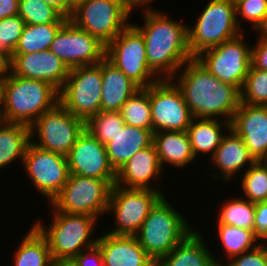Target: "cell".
<instances>
[{
    "label": "cell",
    "mask_w": 267,
    "mask_h": 266,
    "mask_svg": "<svg viewBox=\"0 0 267 266\" xmlns=\"http://www.w3.org/2000/svg\"><path fill=\"white\" fill-rule=\"evenodd\" d=\"M6 66L4 64H0V76L4 73Z\"/></svg>",
    "instance_id": "obj_53"
},
{
    "label": "cell",
    "mask_w": 267,
    "mask_h": 266,
    "mask_svg": "<svg viewBox=\"0 0 267 266\" xmlns=\"http://www.w3.org/2000/svg\"><path fill=\"white\" fill-rule=\"evenodd\" d=\"M240 178L241 197L252 203L267 202V172L259 161L251 165Z\"/></svg>",
    "instance_id": "obj_34"
},
{
    "label": "cell",
    "mask_w": 267,
    "mask_h": 266,
    "mask_svg": "<svg viewBox=\"0 0 267 266\" xmlns=\"http://www.w3.org/2000/svg\"><path fill=\"white\" fill-rule=\"evenodd\" d=\"M4 113L8 123L31 126L44 112L59 103V90L51 83L4 71Z\"/></svg>",
    "instance_id": "obj_5"
},
{
    "label": "cell",
    "mask_w": 267,
    "mask_h": 266,
    "mask_svg": "<svg viewBox=\"0 0 267 266\" xmlns=\"http://www.w3.org/2000/svg\"><path fill=\"white\" fill-rule=\"evenodd\" d=\"M153 144L164 171L167 166L176 170L185 169L197 161L193 155L187 131L156 132L153 134Z\"/></svg>",
    "instance_id": "obj_24"
},
{
    "label": "cell",
    "mask_w": 267,
    "mask_h": 266,
    "mask_svg": "<svg viewBox=\"0 0 267 266\" xmlns=\"http://www.w3.org/2000/svg\"><path fill=\"white\" fill-rule=\"evenodd\" d=\"M240 101L247 105H267V71L249 68L240 90Z\"/></svg>",
    "instance_id": "obj_38"
},
{
    "label": "cell",
    "mask_w": 267,
    "mask_h": 266,
    "mask_svg": "<svg viewBox=\"0 0 267 266\" xmlns=\"http://www.w3.org/2000/svg\"><path fill=\"white\" fill-rule=\"evenodd\" d=\"M97 246L103 256L104 266H156L135 235L99 234Z\"/></svg>",
    "instance_id": "obj_22"
},
{
    "label": "cell",
    "mask_w": 267,
    "mask_h": 266,
    "mask_svg": "<svg viewBox=\"0 0 267 266\" xmlns=\"http://www.w3.org/2000/svg\"><path fill=\"white\" fill-rule=\"evenodd\" d=\"M25 26V21L19 16L0 19V61L7 66L13 57Z\"/></svg>",
    "instance_id": "obj_37"
},
{
    "label": "cell",
    "mask_w": 267,
    "mask_h": 266,
    "mask_svg": "<svg viewBox=\"0 0 267 266\" xmlns=\"http://www.w3.org/2000/svg\"><path fill=\"white\" fill-rule=\"evenodd\" d=\"M251 46V65L254 68L267 71V40L256 39Z\"/></svg>",
    "instance_id": "obj_43"
},
{
    "label": "cell",
    "mask_w": 267,
    "mask_h": 266,
    "mask_svg": "<svg viewBox=\"0 0 267 266\" xmlns=\"http://www.w3.org/2000/svg\"><path fill=\"white\" fill-rule=\"evenodd\" d=\"M119 112L126 125L152 130L149 86L136 91Z\"/></svg>",
    "instance_id": "obj_33"
},
{
    "label": "cell",
    "mask_w": 267,
    "mask_h": 266,
    "mask_svg": "<svg viewBox=\"0 0 267 266\" xmlns=\"http://www.w3.org/2000/svg\"><path fill=\"white\" fill-rule=\"evenodd\" d=\"M49 5L58 9L65 17L69 18V3L68 0H43Z\"/></svg>",
    "instance_id": "obj_46"
},
{
    "label": "cell",
    "mask_w": 267,
    "mask_h": 266,
    "mask_svg": "<svg viewBox=\"0 0 267 266\" xmlns=\"http://www.w3.org/2000/svg\"><path fill=\"white\" fill-rule=\"evenodd\" d=\"M215 230L217 232L216 239H218L217 241H220V244H217V246L221 245L222 247L219 248V252L221 249L223 251V256H226L222 258V256L219 257L214 255L213 259L215 264L219 266L224 263V259L227 261L228 259L254 249L262 243L255 231L246 228H238L233 225L226 224H217ZM221 258L222 260H219Z\"/></svg>",
    "instance_id": "obj_29"
},
{
    "label": "cell",
    "mask_w": 267,
    "mask_h": 266,
    "mask_svg": "<svg viewBox=\"0 0 267 266\" xmlns=\"http://www.w3.org/2000/svg\"><path fill=\"white\" fill-rule=\"evenodd\" d=\"M230 129L231 122L229 121L193 118L187 129V135L196 160L204 155L211 158Z\"/></svg>",
    "instance_id": "obj_27"
},
{
    "label": "cell",
    "mask_w": 267,
    "mask_h": 266,
    "mask_svg": "<svg viewBox=\"0 0 267 266\" xmlns=\"http://www.w3.org/2000/svg\"><path fill=\"white\" fill-rule=\"evenodd\" d=\"M141 14L143 25L132 24L143 35L148 66L160 79H172L193 58L188 46V25L159 9Z\"/></svg>",
    "instance_id": "obj_2"
},
{
    "label": "cell",
    "mask_w": 267,
    "mask_h": 266,
    "mask_svg": "<svg viewBox=\"0 0 267 266\" xmlns=\"http://www.w3.org/2000/svg\"><path fill=\"white\" fill-rule=\"evenodd\" d=\"M49 50L72 69L101 62L105 58L106 46L68 20L56 34Z\"/></svg>",
    "instance_id": "obj_16"
},
{
    "label": "cell",
    "mask_w": 267,
    "mask_h": 266,
    "mask_svg": "<svg viewBox=\"0 0 267 266\" xmlns=\"http://www.w3.org/2000/svg\"><path fill=\"white\" fill-rule=\"evenodd\" d=\"M167 195L151 208L141 228L135 234L145 252L157 262L171 252L197 226L181 214ZM191 222V223H190Z\"/></svg>",
    "instance_id": "obj_4"
},
{
    "label": "cell",
    "mask_w": 267,
    "mask_h": 266,
    "mask_svg": "<svg viewBox=\"0 0 267 266\" xmlns=\"http://www.w3.org/2000/svg\"><path fill=\"white\" fill-rule=\"evenodd\" d=\"M234 2L239 28L243 32H248L245 27H242L244 25L243 22H246L254 33L267 14V0H234Z\"/></svg>",
    "instance_id": "obj_39"
},
{
    "label": "cell",
    "mask_w": 267,
    "mask_h": 266,
    "mask_svg": "<svg viewBox=\"0 0 267 266\" xmlns=\"http://www.w3.org/2000/svg\"><path fill=\"white\" fill-rule=\"evenodd\" d=\"M6 68L16 76L51 83L58 90L65 84L70 69L49 49L29 54H13Z\"/></svg>",
    "instance_id": "obj_19"
},
{
    "label": "cell",
    "mask_w": 267,
    "mask_h": 266,
    "mask_svg": "<svg viewBox=\"0 0 267 266\" xmlns=\"http://www.w3.org/2000/svg\"><path fill=\"white\" fill-rule=\"evenodd\" d=\"M19 0H0V19L18 15Z\"/></svg>",
    "instance_id": "obj_45"
},
{
    "label": "cell",
    "mask_w": 267,
    "mask_h": 266,
    "mask_svg": "<svg viewBox=\"0 0 267 266\" xmlns=\"http://www.w3.org/2000/svg\"><path fill=\"white\" fill-rule=\"evenodd\" d=\"M152 130L187 131L194 118L181 89L172 79H160L149 86Z\"/></svg>",
    "instance_id": "obj_15"
},
{
    "label": "cell",
    "mask_w": 267,
    "mask_h": 266,
    "mask_svg": "<svg viewBox=\"0 0 267 266\" xmlns=\"http://www.w3.org/2000/svg\"><path fill=\"white\" fill-rule=\"evenodd\" d=\"M198 15L194 25L188 24V46L192 57L243 32L237 24L234 0H208Z\"/></svg>",
    "instance_id": "obj_6"
},
{
    "label": "cell",
    "mask_w": 267,
    "mask_h": 266,
    "mask_svg": "<svg viewBox=\"0 0 267 266\" xmlns=\"http://www.w3.org/2000/svg\"><path fill=\"white\" fill-rule=\"evenodd\" d=\"M111 188L106 180L69 174L62 190L50 204L57 211L88 214L101 221L107 214Z\"/></svg>",
    "instance_id": "obj_7"
},
{
    "label": "cell",
    "mask_w": 267,
    "mask_h": 266,
    "mask_svg": "<svg viewBox=\"0 0 267 266\" xmlns=\"http://www.w3.org/2000/svg\"><path fill=\"white\" fill-rule=\"evenodd\" d=\"M7 123L8 122L6 120L5 113L0 110V129Z\"/></svg>",
    "instance_id": "obj_50"
},
{
    "label": "cell",
    "mask_w": 267,
    "mask_h": 266,
    "mask_svg": "<svg viewBox=\"0 0 267 266\" xmlns=\"http://www.w3.org/2000/svg\"><path fill=\"white\" fill-rule=\"evenodd\" d=\"M254 33H257V38L267 40V14L265 15V18L261 25L256 29Z\"/></svg>",
    "instance_id": "obj_47"
},
{
    "label": "cell",
    "mask_w": 267,
    "mask_h": 266,
    "mask_svg": "<svg viewBox=\"0 0 267 266\" xmlns=\"http://www.w3.org/2000/svg\"><path fill=\"white\" fill-rule=\"evenodd\" d=\"M197 227L189 233L171 252L156 262V266H216L210 244Z\"/></svg>",
    "instance_id": "obj_23"
},
{
    "label": "cell",
    "mask_w": 267,
    "mask_h": 266,
    "mask_svg": "<svg viewBox=\"0 0 267 266\" xmlns=\"http://www.w3.org/2000/svg\"><path fill=\"white\" fill-rule=\"evenodd\" d=\"M231 129L242 137L256 161L267 158V105L240 103L231 120Z\"/></svg>",
    "instance_id": "obj_21"
},
{
    "label": "cell",
    "mask_w": 267,
    "mask_h": 266,
    "mask_svg": "<svg viewBox=\"0 0 267 266\" xmlns=\"http://www.w3.org/2000/svg\"><path fill=\"white\" fill-rule=\"evenodd\" d=\"M86 0H68L69 3V17L72 13L73 8H75L78 4L84 2Z\"/></svg>",
    "instance_id": "obj_49"
},
{
    "label": "cell",
    "mask_w": 267,
    "mask_h": 266,
    "mask_svg": "<svg viewBox=\"0 0 267 266\" xmlns=\"http://www.w3.org/2000/svg\"><path fill=\"white\" fill-rule=\"evenodd\" d=\"M254 231L262 243H267V202L255 203Z\"/></svg>",
    "instance_id": "obj_42"
},
{
    "label": "cell",
    "mask_w": 267,
    "mask_h": 266,
    "mask_svg": "<svg viewBox=\"0 0 267 266\" xmlns=\"http://www.w3.org/2000/svg\"><path fill=\"white\" fill-rule=\"evenodd\" d=\"M172 80L181 89L194 118L231 122L241 103L240 90L221 82L195 57L188 60Z\"/></svg>",
    "instance_id": "obj_1"
},
{
    "label": "cell",
    "mask_w": 267,
    "mask_h": 266,
    "mask_svg": "<svg viewBox=\"0 0 267 266\" xmlns=\"http://www.w3.org/2000/svg\"><path fill=\"white\" fill-rule=\"evenodd\" d=\"M164 193V194H163ZM165 191L127 189L114 185L110 191L107 213H112L114 227L106 231L114 235H135L151 208Z\"/></svg>",
    "instance_id": "obj_12"
},
{
    "label": "cell",
    "mask_w": 267,
    "mask_h": 266,
    "mask_svg": "<svg viewBox=\"0 0 267 266\" xmlns=\"http://www.w3.org/2000/svg\"><path fill=\"white\" fill-rule=\"evenodd\" d=\"M85 129V121L72 115L58 103L30 126V143L67 156Z\"/></svg>",
    "instance_id": "obj_10"
},
{
    "label": "cell",
    "mask_w": 267,
    "mask_h": 266,
    "mask_svg": "<svg viewBox=\"0 0 267 266\" xmlns=\"http://www.w3.org/2000/svg\"><path fill=\"white\" fill-rule=\"evenodd\" d=\"M132 16L113 0H86L73 8L69 20L107 46Z\"/></svg>",
    "instance_id": "obj_13"
},
{
    "label": "cell",
    "mask_w": 267,
    "mask_h": 266,
    "mask_svg": "<svg viewBox=\"0 0 267 266\" xmlns=\"http://www.w3.org/2000/svg\"><path fill=\"white\" fill-rule=\"evenodd\" d=\"M154 0H125V10L132 16L136 9H141L142 12L157 10L154 6L149 5ZM156 1V0H155Z\"/></svg>",
    "instance_id": "obj_44"
},
{
    "label": "cell",
    "mask_w": 267,
    "mask_h": 266,
    "mask_svg": "<svg viewBox=\"0 0 267 266\" xmlns=\"http://www.w3.org/2000/svg\"><path fill=\"white\" fill-rule=\"evenodd\" d=\"M101 62L70 69L59 90V103L72 115L87 122L101 111Z\"/></svg>",
    "instance_id": "obj_9"
},
{
    "label": "cell",
    "mask_w": 267,
    "mask_h": 266,
    "mask_svg": "<svg viewBox=\"0 0 267 266\" xmlns=\"http://www.w3.org/2000/svg\"><path fill=\"white\" fill-rule=\"evenodd\" d=\"M163 172L156 148L152 144L138 151L116 172L115 185L127 189L162 191L157 183L164 179L163 176L166 174Z\"/></svg>",
    "instance_id": "obj_20"
},
{
    "label": "cell",
    "mask_w": 267,
    "mask_h": 266,
    "mask_svg": "<svg viewBox=\"0 0 267 266\" xmlns=\"http://www.w3.org/2000/svg\"><path fill=\"white\" fill-rule=\"evenodd\" d=\"M22 168L33 190L48 204L60 193L69 176L67 157L29 143ZM44 196V197H43Z\"/></svg>",
    "instance_id": "obj_14"
},
{
    "label": "cell",
    "mask_w": 267,
    "mask_h": 266,
    "mask_svg": "<svg viewBox=\"0 0 267 266\" xmlns=\"http://www.w3.org/2000/svg\"><path fill=\"white\" fill-rule=\"evenodd\" d=\"M113 1L118 2V3L121 4V5L124 7V9H125V0H113Z\"/></svg>",
    "instance_id": "obj_54"
},
{
    "label": "cell",
    "mask_w": 267,
    "mask_h": 266,
    "mask_svg": "<svg viewBox=\"0 0 267 266\" xmlns=\"http://www.w3.org/2000/svg\"><path fill=\"white\" fill-rule=\"evenodd\" d=\"M221 266H267V243L228 259Z\"/></svg>",
    "instance_id": "obj_40"
},
{
    "label": "cell",
    "mask_w": 267,
    "mask_h": 266,
    "mask_svg": "<svg viewBox=\"0 0 267 266\" xmlns=\"http://www.w3.org/2000/svg\"><path fill=\"white\" fill-rule=\"evenodd\" d=\"M53 266H72L70 263H54Z\"/></svg>",
    "instance_id": "obj_52"
},
{
    "label": "cell",
    "mask_w": 267,
    "mask_h": 266,
    "mask_svg": "<svg viewBox=\"0 0 267 266\" xmlns=\"http://www.w3.org/2000/svg\"><path fill=\"white\" fill-rule=\"evenodd\" d=\"M153 130L124 125L106 144L108 160L112 168L117 172L138 151L153 144Z\"/></svg>",
    "instance_id": "obj_25"
},
{
    "label": "cell",
    "mask_w": 267,
    "mask_h": 266,
    "mask_svg": "<svg viewBox=\"0 0 267 266\" xmlns=\"http://www.w3.org/2000/svg\"><path fill=\"white\" fill-rule=\"evenodd\" d=\"M101 111L119 112L123 104L140 88L106 57L101 61Z\"/></svg>",
    "instance_id": "obj_26"
},
{
    "label": "cell",
    "mask_w": 267,
    "mask_h": 266,
    "mask_svg": "<svg viewBox=\"0 0 267 266\" xmlns=\"http://www.w3.org/2000/svg\"><path fill=\"white\" fill-rule=\"evenodd\" d=\"M211 163L204 174H211L209 181H220L225 185L241 176L256 160L248 151L242 137L238 136L232 129L223 137L220 146L211 158L206 157ZM217 169V170H216ZM241 172V173H240ZM240 174V175H238ZM219 180H218V179ZM215 179V180H214Z\"/></svg>",
    "instance_id": "obj_18"
},
{
    "label": "cell",
    "mask_w": 267,
    "mask_h": 266,
    "mask_svg": "<svg viewBox=\"0 0 267 266\" xmlns=\"http://www.w3.org/2000/svg\"><path fill=\"white\" fill-rule=\"evenodd\" d=\"M259 162L266 168V172H267V158L259 160Z\"/></svg>",
    "instance_id": "obj_51"
},
{
    "label": "cell",
    "mask_w": 267,
    "mask_h": 266,
    "mask_svg": "<svg viewBox=\"0 0 267 266\" xmlns=\"http://www.w3.org/2000/svg\"><path fill=\"white\" fill-rule=\"evenodd\" d=\"M18 15L25 24L66 23L65 17L58 9L43 0H19Z\"/></svg>",
    "instance_id": "obj_35"
},
{
    "label": "cell",
    "mask_w": 267,
    "mask_h": 266,
    "mask_svg": "<svg viewBox=\"0 0 267 266\" xmlns=\"http://www.w3.org/2000/svg\"><path fill=\"white\" fill-rule=\"evenodd\" d=\"M105 57L139 88L160 80L148 66L143 35L132 22L106 46Z\"/></svg>",
    "instance_id": "obj_8"
},
{
    "label": "cell",
    "mask_w": 267,
    "mask_h": 266,
    "mask_svg": "<svg viewBox=\"0 0 267 266\" xmlns=\"http://www.w3.org/2000/svg\"><path fill=\"white\" fill-rule=\"evenodd\" d=\"M12 255L13 266H53L49 245L45 236L31 223L26 235L17 242ZM18 246V247H17Z\"/></svg>",
    "instance_id": "obj_28"
},
{
    "label": "cell",
    "mask_w": 267,
    "mask_h": 266,
    "mask_svg": "<svg viewBox=\"0 0 267 266\" xmlns=\"http://www.w3.org/2000/svg\"><path fill=\"white\" fill-rule=\"evenodd\" d=\"M69 174L106 180L112 187L116 172L109 163L106 146L86 129L68 153Z\"/></svg>",
    "instance_id": "obj_17"
},
{
    "label": "cell",
    "mask_w": 267,
    "mask_h": 266,
    "mask_svg": "<svg viewBox=\"0 0 267 266\" xmlns=\"http://www.w3.org/2000/svg\"><path fill=\"white\" fill-rule=\"evenodd\" d=\"M125 123L120 112L100 111L86 122V130L91 133L103 145L112 141Z\"/></svg>",
    "instance_id": "obj_36"
},
{
    "label": "cell",
    "mask_w": 267,
    "mask_h": 266,
    "mask_svg": "<svg viewBox=\"0 0 267 266\" xmlns=\"http://www.w3.org/2000/svg\"><path fill=\"white\" fill-rule=\"evenodd\" d=\"M65 23L25 24L13 54H29L50 48L56 34Z\"/></svg>",
    "instance_id": "obj_32"
},
{
    "label": "cell",
    "mask_w": 267,
    "mask_h": 266,
    "mask_svg": "<svg viewBox=\"0 0 267 266\" xmlns=\"http://www.w3.org/2000/svg\"><path fill=\"white\" fill-rule=\"evenodd\" d=\"M230 196L219 205L215 221L217 224L233 225L254 231L255 203L241 196Z\"/></svg>",
    "instance_id": "obj_31"
},
{
    "label": "cell",
    "mask_w": 267,
    "mask_h": 266,
    "mask_svg": "<svg viewBox=\"0 0 267 266\" xmlns=\"http://www.w3.org/2000/svg\"><path fill=\"white\" fill-rule=\"evenodd\" d=\"M242 32L220 45L203 50L195 58L221 82L241 90L251 66V45Z\"/></svg>",
    "instance_id": "obj_11"
},
{
    "label": "cell",
    "mask_w": 267,
    "mask_h": 266,
    "mask_svg": "<svg viewBox=\"0 0 267 266\" xmlns=\"http://www.w3.org/2000/svg\"><path fill=\"white\" fill-rule=\"evenodd\" d=\"M4 102H5V81L4 73L0 76V110L4 112Z\"/></svg>",
    "instance_id": "obj_48"
},
{
    "label": "cell",
    "mask_w": 267,
    "mask_h": 266,
    "mask_svg": "<svg viewBox=\"0 0 267 266\" xmlns=\"http://www.w3.org/2000/svg\"><path fill=\"white\" fill-rule=\"evenodd\" d=\"M30 143V127L19 123H7L0 129V169L14 165L23 158ZM11 164V165H10Z\"/></svg>",
    "instance_id": "obj_30"
},
{
    "label": "cell",
    "mask_w": 267,
    "mask_h": 266,
    "mask_svg": "<svg viewBox=\"0 0 267 266\" xmlns=\"http://www.w3.org/2000/svg\"><path fill=\"white\" fill-rule=\"evenodd\" d=\"M69 263L72 266H104L102 252L97 245L81 251Z\"/></svg>",
    "instance_id": "obj_41"
},
{
    "label": "cell",
    "mask_w": 267,
    "mask_h": 266,
    "mask_svg": "<svg viewBox=\"0 0 267 266\" xmlns=\"http://www.w3.org/2000/svg\"><path fill=\"white\" fill-rule=\"evenodd\" d=\"M47 206L52 208L51 223L38 218L33 224L47 239L54 263H69L81 251L97 245L99 235H95V229L100 222L98 218L88 214L60 212L50 203Z\"/></svg>",
    "instance_id": "obj_3"
}]
</instances>
